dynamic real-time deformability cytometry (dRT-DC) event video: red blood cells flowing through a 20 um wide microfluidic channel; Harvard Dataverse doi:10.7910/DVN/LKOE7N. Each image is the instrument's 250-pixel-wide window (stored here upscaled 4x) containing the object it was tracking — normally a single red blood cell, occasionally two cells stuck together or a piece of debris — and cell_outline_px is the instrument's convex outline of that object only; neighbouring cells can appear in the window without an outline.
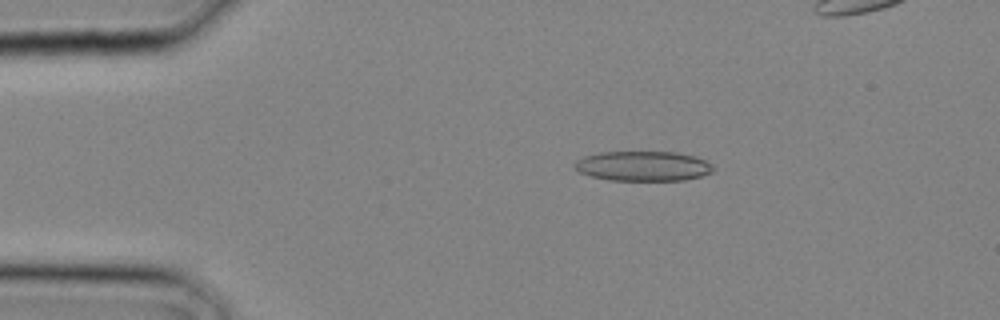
{"species": "common noctule bat (a hibernating species)", "species_latin": "Nyctalus noctula", "temperature_condition": "cold", "stored_images_in_passage": 10, "camera_frame_rate_fps": 3000, "um_per_image_px": 0.085, "animal": {"sex": "male", "body_mass_g": 20.4}, "frame": {"image": 1, "passage_image": 5, "time_ms": 1.333, "image_size_px": [1000, 320], "cell_outline_px": [[716, 168], [712, 172], [700, 176], [684, 180], [612, 180], [592, 176], [580, 172], [572, 164], [576, 160], [584, 156], [600, 152], [676, 152], [696, 156], [704, 160]], "centroid_in_image_um": [54.67, 14.11], "position_along_channel_um": 30.3, "area_um2": 24.04}}
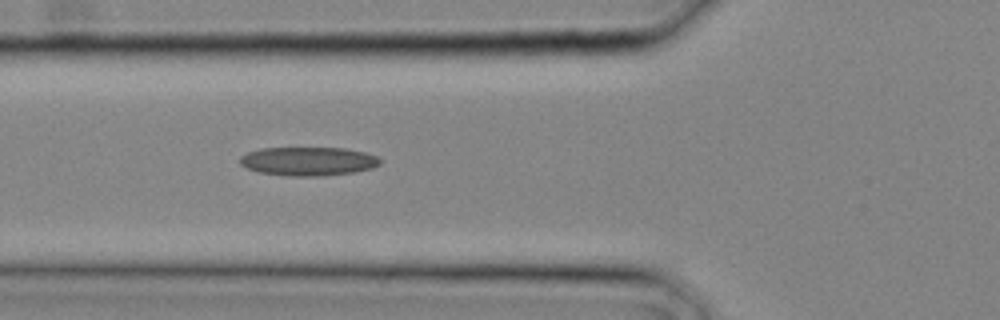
{"frame": {"image": 2, "passage_image": 10, "time_ms": 3.0, "image_size_px": [1000, 320], "cell_outline_px": [[380, 164], [372, 168], [356, 172], [324, 176], [288, 176], [260, 172], [248, 168], [240, 164], [240, 156], [248, 152], [260, 148], [344, 148], [364, 152], [376, 156], [380, 160]], "centroid_in_image_um": [26.2, 13.71], "position_along_channel_um": 99.6, "area_um2": 23.47}}